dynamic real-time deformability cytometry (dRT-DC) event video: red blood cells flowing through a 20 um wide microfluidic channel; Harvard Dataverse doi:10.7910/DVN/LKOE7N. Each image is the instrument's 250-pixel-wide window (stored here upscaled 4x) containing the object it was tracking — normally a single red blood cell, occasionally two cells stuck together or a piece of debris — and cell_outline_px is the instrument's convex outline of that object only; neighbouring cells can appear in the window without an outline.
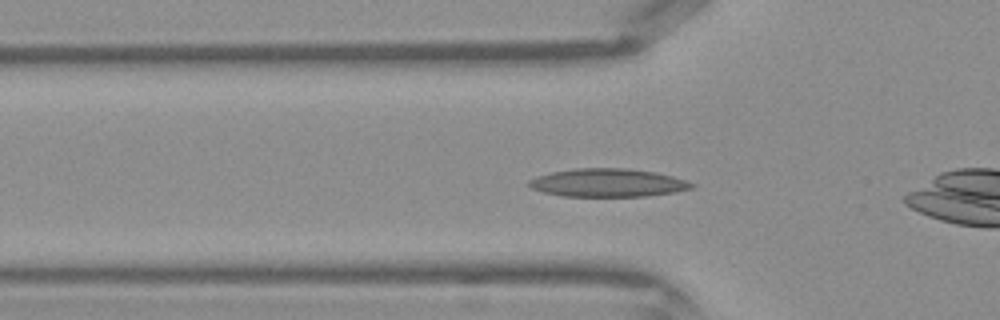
{"species": "Egyptian fruit bat (a non-hibernating species)", "species_latin": "Rousettus aegyptiacus", "temperature_condition": "warm", "stored_images_in_passage": 41, "camera_frame_rate_fps": 3000, "um_per_image_px": 0.085, "frame": {"image": 1, "passage_image": 11, "time_ms": 3.333, "image_size_px": [1000, 320], "cell_outline_px": [[696, 188], [676, 192], [648, 196], [560, 196], [544, 192], [532, 188], [528, 184], [528, 180], [536, 176], [552, 172], [576, 168], [628, 168], [656, 172], [672, 176], [696, 184]], "centroid_in_image_um": [51.7, 15.53], "position_along_channel_um": 74.1, "area_um2": 26.88}}
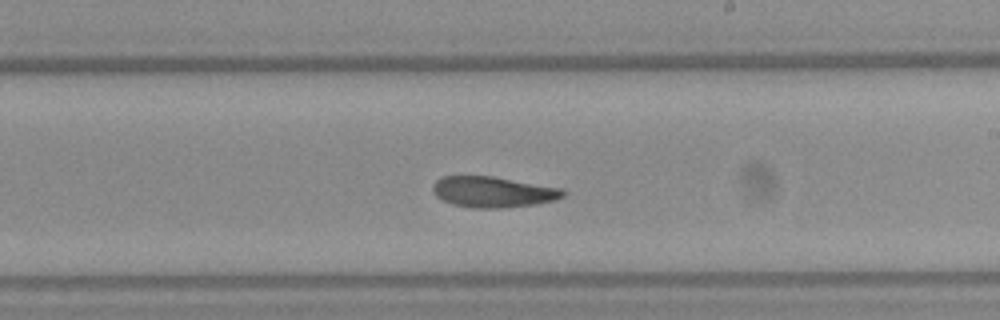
{"frame": {"image": 2, "passage_image": 22, "time_ms": 7.0, "image_size_px": [1000, 320], "cell_outline_px": [[564, 196], [552, 200], [536, 204], [500, 208], [476, 208], [452, 204], [436, 196], [432, 192], [432, 184], [440, 176], [492, 176], [564, 188]], "centroid_in_image_um": [41.88, 16.3], "position_along_channel_um": 247.1, "area_um2": 23.41}}
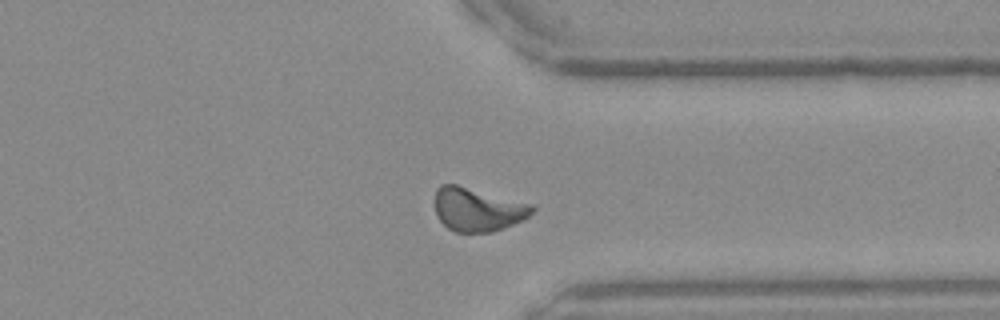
{"frame": {"image": 3, "passage_image": 30, "time_ms": 9.667, "image_size_px": [1000, 320], "cell_outline_px": [[536, 208], [524, 220], [504, 228], [492, 232], [456, 232], [448, 228], [436, 216], [436, 188], [440, 184], [456, 184], [532, 204]], "centroid_in_image_um": [40.6, 17.81], "position_along_channel_um": 370.8, "area_um2": 24.62}}